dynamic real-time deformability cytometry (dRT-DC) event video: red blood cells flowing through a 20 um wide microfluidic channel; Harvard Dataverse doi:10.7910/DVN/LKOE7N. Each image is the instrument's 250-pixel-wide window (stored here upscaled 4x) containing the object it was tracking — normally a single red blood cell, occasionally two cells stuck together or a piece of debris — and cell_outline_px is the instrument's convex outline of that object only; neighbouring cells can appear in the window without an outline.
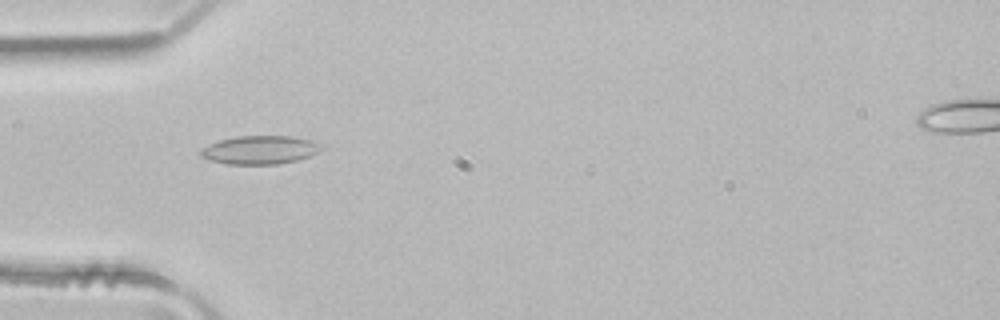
{"species": "common noctule bat (a hibernating species)", "species_latin": "Nyctalus noctula", "temperature_condition": "room temperature", "stored_images_in_passage": 3, "camera_frame_rate_fps": 3000, "um_per_image_px": 0.085, "animal": {"sex": "male", "body_mass_g": 21.5, "forearm_length_mm": 52.0}, "frame": {"image": 1, "passage_image": 3, "time_ms": 0.667, "image_size_px": [1000, 320], "cell_outline_px": [[324, 148], [320, 152], [296, 160], [276, 164], [228, 164], [212, 160], [200, 156], [200, 152], [208, 144], [220, 140], [236, 136], [292, 136], [312, 140], [320, 144]], "centroid_in_image_um": [22.13, 12.73], "position_along_channel_um": 62.9, "area_um2": 19.88}}